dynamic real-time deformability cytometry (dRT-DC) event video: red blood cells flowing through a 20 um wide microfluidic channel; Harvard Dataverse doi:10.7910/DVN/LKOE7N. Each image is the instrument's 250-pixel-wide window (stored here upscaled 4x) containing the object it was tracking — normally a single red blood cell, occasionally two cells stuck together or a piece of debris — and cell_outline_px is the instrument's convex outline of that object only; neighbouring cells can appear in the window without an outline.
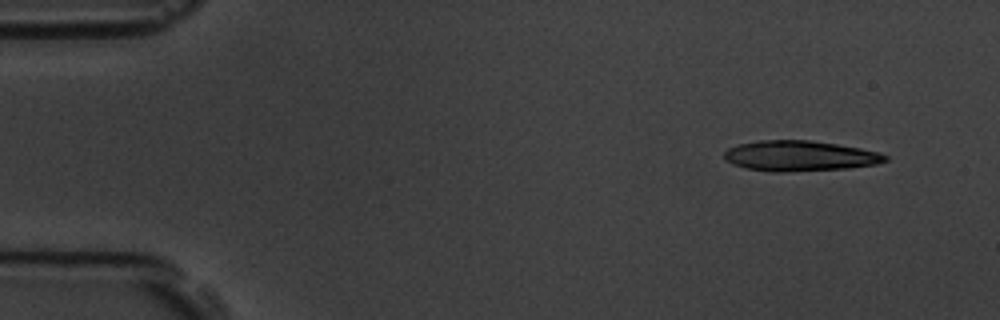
{"species": "common noctule bat (a hibernating species)", "species_latin": "Nyctalus noctula", "temperature_condition": "room temperature", "stored_images_in_passage": 4, "camera_frame_rate_fps": 3000, "um_per_image_px": 0.085, "animal": {"sex": "male", "body_mass_g": 19.5, "forearm_length_mm": 54.6}, "frame": {"image": 1, "passage_image": 1, "time_ms": 0.0, "image_size_px": [1000, 320], "cell_outline_px": [[888, 160], [876, 164], [848, 168], [788, 172], [772, 172], [744, 168], [732, 164], [724, 160], [724, 152], [728, 148], [736, 144], [760, 140], [808, 140], [836, 144], [860, 148], [876, 152], [888, 156]], "centroid_in_image_um": [67.91, 13.26], "position_along_channel_um": 17.1, "area_um2": 28.67}}